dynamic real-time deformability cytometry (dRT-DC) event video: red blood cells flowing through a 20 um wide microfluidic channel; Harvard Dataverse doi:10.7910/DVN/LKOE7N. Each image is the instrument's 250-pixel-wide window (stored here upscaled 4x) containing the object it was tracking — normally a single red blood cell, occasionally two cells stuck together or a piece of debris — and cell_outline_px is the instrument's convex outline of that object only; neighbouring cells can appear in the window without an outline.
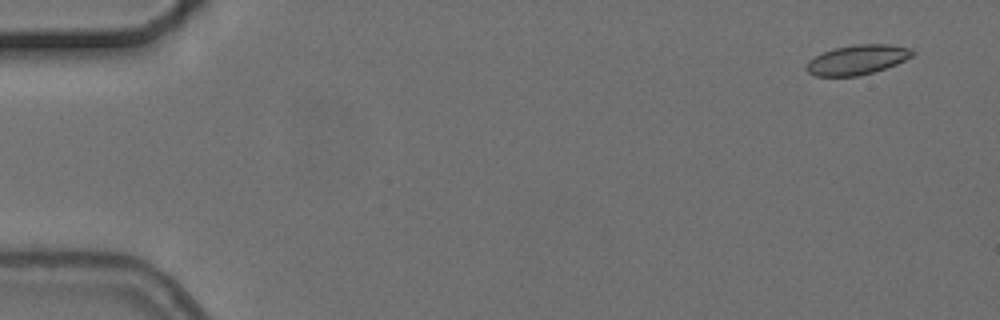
{"species": "common noctule bat (a hibernating species)", "species_latin": "Nyctalus noctula", "temperature_condition": "cold", "stored_images_in_passage": 5, "camera_frame_rate_fps": 3000, "um_per_image_px": 0.085, "animal": {"sex": "female", "body_mass_g": 24.6, "forearm_length_mm": 56.2}, "frame": {"image": 1, "passage_image": 1, "time_ms": 0.0, "image_size_px": [1000, 320], "cell_outline_px": [[916, 52], [912, 56], [896, 64], [872, 72], [856, 76], [816, 76], [808, 72], [804, 68], [808, 60], [824, 52], [836, 48], [852, 44], [888, 44], [912, 48]], "centroid_in_image_um": [72.87, 5.07], "position_along_channel_um": 12.1, "area_um2": 18.26}}
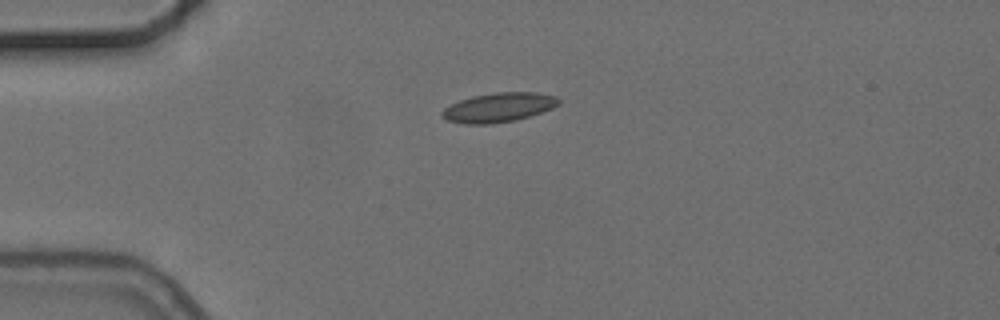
{"frame": {"image": 2, "passage_image": 4, "time_ms": 3.667, "image_size_px": [1000, 320], "cell_outline_px": [[560, 104], [552, 108], [516, 120], [488, 124], [464, 124], [448, 120], [440, 112], [444, 108], [460, 100], [472, 96], [496, 92], [536, 92], [556, 96], [560, 100]], "centroid_in_image_um": [42.4, 9.12], "position_along_channel_um": 42.6, "area_um2": 19.77}}